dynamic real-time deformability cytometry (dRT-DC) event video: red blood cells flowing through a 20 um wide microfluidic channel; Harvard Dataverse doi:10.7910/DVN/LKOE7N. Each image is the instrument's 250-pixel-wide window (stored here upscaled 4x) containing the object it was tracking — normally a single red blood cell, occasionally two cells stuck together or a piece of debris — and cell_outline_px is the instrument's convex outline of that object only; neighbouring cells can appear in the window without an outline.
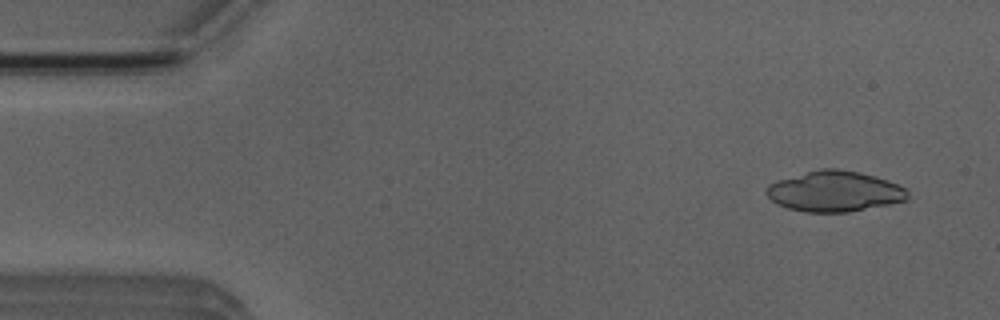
{"species": "Egyptian fruit bat (a non-hibernating species)", "species_latin": "Rousettus aegyptiacus", "temperature_condition": "room temperature", "stored_images_in_passage": 5, "camera_frame_rate_fps": 3000, "um_per_image_px": 0.085, "animal": {"sex": "male"}, "frame": {"image": 1, "passage_image": 1, "time_ms": 0.0, "image_size_px": [1000, 320], "cell_outline_px": [[908, 200], [848, 212], [804, 212], [788, 208], [776, 204], [764, 192], [764, 188], [768, 184], [776, 180], [820, 168], [836, 168], [860, 172], [888, 180], [904, 188], [908, 192]], "centroid_in_image_um": [70.89, 16.26], "position_along_channel_um": 14.1, "area_um2": 33.52}}